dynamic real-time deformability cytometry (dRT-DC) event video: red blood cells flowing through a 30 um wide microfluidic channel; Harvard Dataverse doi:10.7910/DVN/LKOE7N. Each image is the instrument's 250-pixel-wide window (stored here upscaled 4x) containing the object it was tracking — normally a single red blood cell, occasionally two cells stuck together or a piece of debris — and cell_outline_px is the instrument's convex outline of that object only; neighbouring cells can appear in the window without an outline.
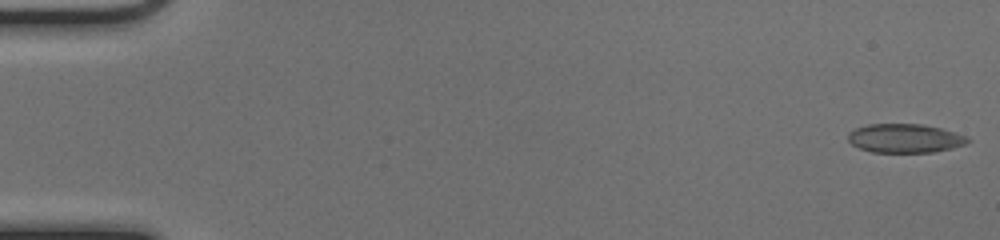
{"species": "common noctule bat (a hibernating species)", "species_latin": "Nyctalus noctula", "temperature_condition": "cold", "stored_images_in_passage": 51, "camera_frame_rate_fps": 3000, "um_per_image_px": 0.085, "animal": {"sex": "female", "body_mass_g": 17.0, "forearm_length_mm": 48.0}, "frame": {"image": 1, "passage_image": 1, "time_ms": 0.0, "image_size_px": [1000, 240], "cell_outline_px": [[972, 140], [964, 144], [952, 148], [932, 152], [872, 152], [860, 148], [852, 144], [848, 140], [848, 132], [856, 128], [868, 124], [920, 124], [940, 128], [968, 136]], "centroid_in_image_um": [76.92, 11.75], "position_along_channel_um": 8.1, "area_um2": 20.06}}
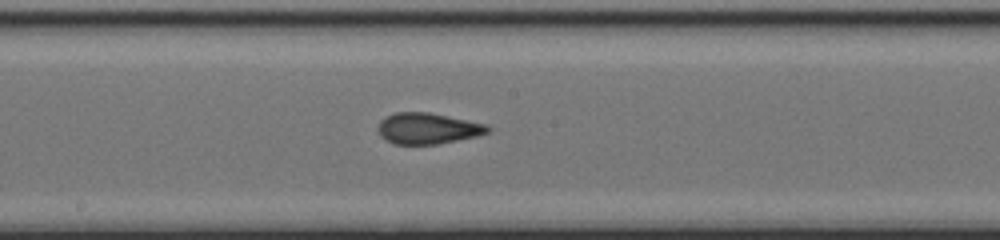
{"frame": {"image": 2, "passage_image": 28, "time_ms": 9.0, "image_size_px": [1000, 240], "cell_outline_px": [[492, 128], [488, 132], [476, 136], [436, 144], [396, 144], [380, 136], [380, 120], [396, 112], [428, 112], [488, 124]], "centroid_in_image_um": [36.4, 10.91], "position_along_channel_um": 211.8, "area_um2": 19.54}}
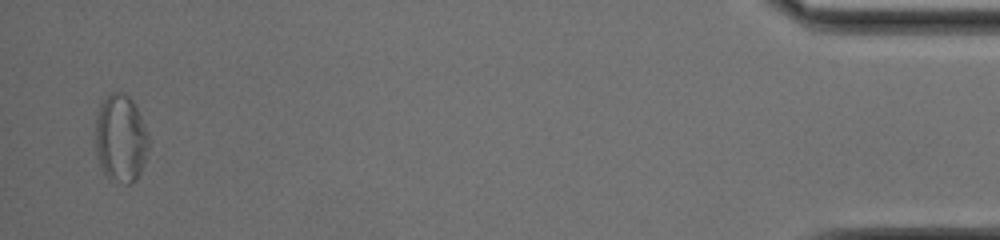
{"frame": {"image": 3, "passage_image": 50, "time_ms": 16.333, "image_size_px": [1000, 240], "cell_outline_px": [[148, 152], [140, 172], [128, 184], [124, 184], [108, 180], [96, 156], [96, 116], [100, 104], [112, 92], [120, 92], [128, 96], [132, 100], [144, 124], [148, 136]], "centroid_in_image_um": [10.24, 11.78], "position_along_channel_um": 425.0, "area_um2": 26.99}, "authors_computed_cell_mechanics": {"area_um2": 20.23, "velocity_mm_per_s": 4.0595, "shape_relaxation_time_tau1_ms": 10.5652, "shape_relaxation_time_tau2_ms": 1.2416, "deformation_change_tau1": 0.2199, "deformation_change_tau2": 0.0812}}